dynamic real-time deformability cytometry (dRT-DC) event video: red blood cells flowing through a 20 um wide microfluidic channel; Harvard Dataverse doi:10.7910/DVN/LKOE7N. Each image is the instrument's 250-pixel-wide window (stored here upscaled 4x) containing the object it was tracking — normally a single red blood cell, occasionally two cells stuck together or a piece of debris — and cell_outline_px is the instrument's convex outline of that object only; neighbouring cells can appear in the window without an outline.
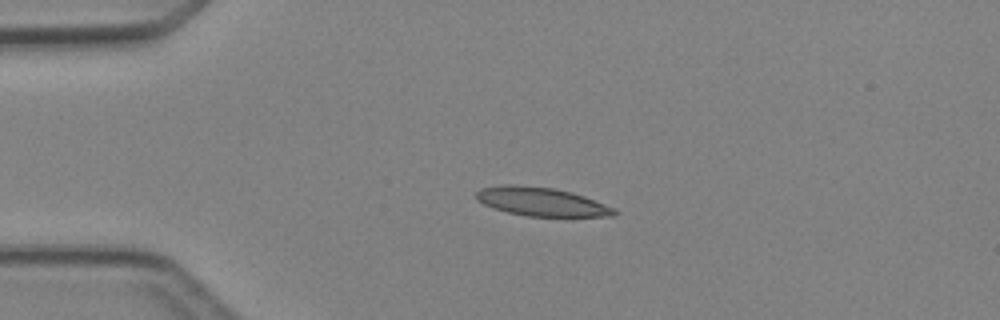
{"species": "Egyptian fruit bat (a non-hibernating species)", "species_latin": "Rousettus aegyptiacus", "temperature_condition": "cold", "stored_images_in_passage": 2, "camera_frame_rate_fps": 3000, "um_per_image_px": 0.085, "animal": {"sex": "female"}, "frame": {"image": 1, "passage_image": 1, "time_ms": 0.0, "image_size_px": [1000, 320], "cell_outline_px": [[616, 216], [524, 216], [492, 208], [476, 200], [476, 192], [480, 188], [500, 184], [512, 184], [552, 188], [572, 192], [584, 196], [616, 208]], "centroid_in_image_um": [45.99, 17.14], "position_along_channel_um": 39.0, "area_um2": 23.12}}